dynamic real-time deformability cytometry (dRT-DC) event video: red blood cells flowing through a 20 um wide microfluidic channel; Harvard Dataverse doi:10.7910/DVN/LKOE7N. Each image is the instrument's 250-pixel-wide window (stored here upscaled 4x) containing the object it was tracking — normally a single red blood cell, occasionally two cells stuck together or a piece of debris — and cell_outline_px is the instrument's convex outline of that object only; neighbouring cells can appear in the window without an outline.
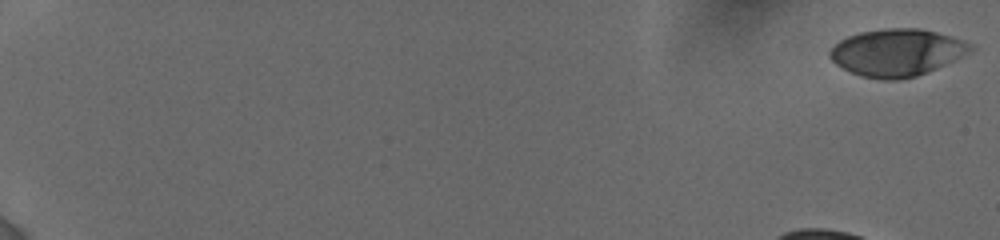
{"species": "human", "species_latin": "Homo sapiens", "temperature_condition": "cold", "stored_images_in_passage": 38, "camera_frame_rate_fps": 3000, "um_per_image_px": 0.085, "donor": {"sex": "female"}, "frame": {"image": 1, "passage_image": 1, "time_ms": 0.0, "image_size_px": [1000, 240], "cell_outline_px": [[976, 48], [972, 52], [928, 72], [916, 76], [900, 80], [884, 80], [860, 76], [836, 64], [828, 56], [828, 52], [840, 40], [848, 36], [860, 32], [884, 28], [920, 28], [936, 32], [964, 40], [976, 44]], "centroid_in_image_um": [76.29, 4.46], "position_along_channel_um": 8.7, "area_um2": 38.96}}